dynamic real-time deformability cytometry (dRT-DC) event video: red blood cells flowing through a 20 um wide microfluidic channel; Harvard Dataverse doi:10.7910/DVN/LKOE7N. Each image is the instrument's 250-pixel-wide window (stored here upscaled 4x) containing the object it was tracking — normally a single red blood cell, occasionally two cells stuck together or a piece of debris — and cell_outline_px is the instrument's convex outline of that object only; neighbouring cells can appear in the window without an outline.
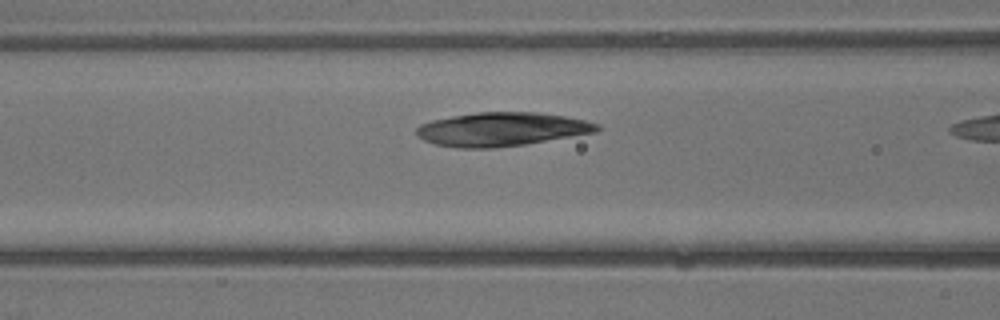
{"species": "common noctule bat (a hibernating species)", "species_latin": "Nyctalus noctula", "temperature_condition": "warm", "stored_images_in_passage": 8, "camera_frame_rate_fps": 3000, "um_per_image_px": 0.085, "animal": {"sex": "male", "body_mass_g": 13.3}, "frame": {"image": 1, "passage_image": 7, "time_ms": 2.0, "image_size_px": [1000, 320], "cell_outline_px": [[600, 128], [596, 132], [524, 144], [492, 148], [460, 148], [436, 144], [424, 140], [416, 136], [416, 128], [420, 124], [432, 120], [452, 116], [476, 112], [536, 112], [564, 116], [584, 120], [600, 124]], "centroid_in_image_um": [42.61, 10.98], "position_along_channel_um": 124.0, "area_um2": 35.32}}